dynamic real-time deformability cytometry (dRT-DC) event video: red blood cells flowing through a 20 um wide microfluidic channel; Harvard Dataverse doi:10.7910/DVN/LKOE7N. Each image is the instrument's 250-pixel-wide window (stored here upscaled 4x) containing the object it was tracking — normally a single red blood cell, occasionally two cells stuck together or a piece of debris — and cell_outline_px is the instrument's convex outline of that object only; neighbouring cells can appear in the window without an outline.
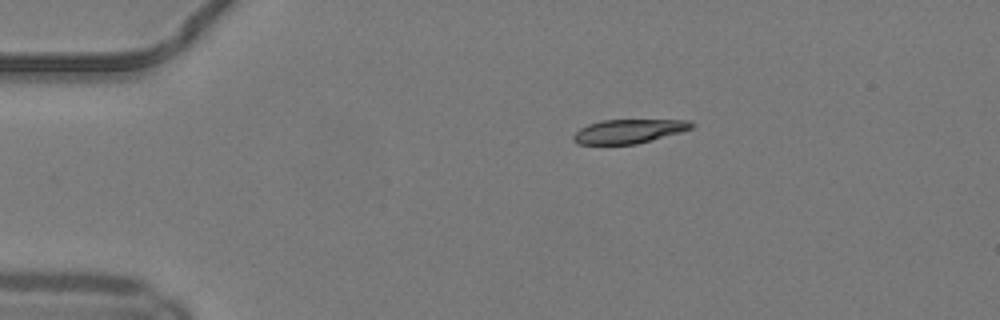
{"species": "common noctule bat (a hibernating species)", "species_latin": "Nyctalus noctula", "temperature_condition": "warm", "stored_images_in_passage": 42, "camera_frame_rate_fps": 3000, "um_per_image_px": 0.085, "animal": {"sex": "male", "body_mass_g": 19.2, "forearm_length_mm": 51.8}, "frame": {"image": 1, "passage_image": 1, "time_ms": 0.0, "image_size_px": [1000, 320], "cell_outline_px": [[696, 124], [692, 128], [680, 132], [636, 144], [576, 144], [572, 140], [572, 136], [580, 128], [588, 124], [600, 120], [688, 120]], "centroid_in_image_um": [53.41, 11.15], "position_along_channel_um": 31.6, "area_um2": 16.47}}
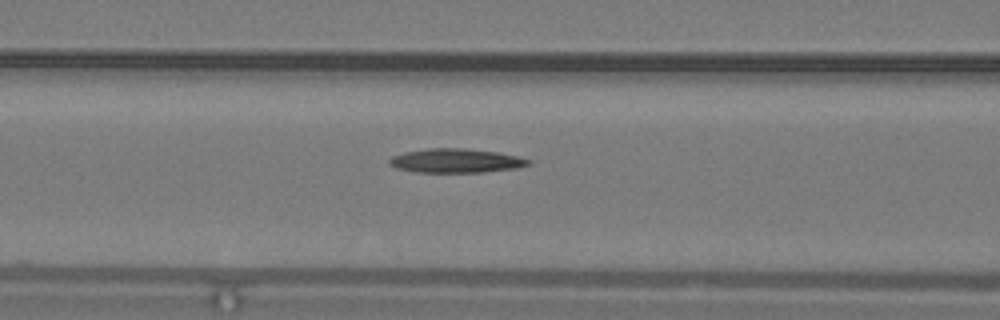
{"frame": {"image": 2, "passage_image": 13, "time_ms": 4.0, "image_size_px": [1000, 320], "cell_outline_px": [[532, 164], [516, 168], [484, 172], [416, 172], [396, 168], [388, 164], [388, 160], [392, 156], [404, 152], [428, 148], [464, 148], [496, 152], [516, 156], [532, 160]], "centroid_in_image_um": [38.74, 13.66], "position_along_channel_um": 127.9, "area_um2": 19.54}}
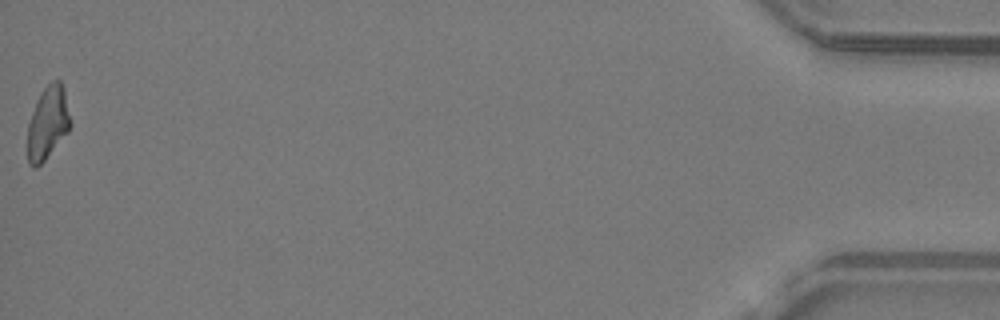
{"frame": {"image": 3, "passage_image": 42, "time_ms": 13.667, "image_size_px": [1000, 320], "cell_outline_px": [[68, 132], [44, 160], [36, 168], [32, 168], [28, 164], [28, 124], [36, 100], [40, 92], [52, 80], [60, 80], [64, 88], [68, 116]], "centroid_in_image_um": [4.01, 10.45], "position_along_channel_um": 431.2, "area_um2": 17.74}}